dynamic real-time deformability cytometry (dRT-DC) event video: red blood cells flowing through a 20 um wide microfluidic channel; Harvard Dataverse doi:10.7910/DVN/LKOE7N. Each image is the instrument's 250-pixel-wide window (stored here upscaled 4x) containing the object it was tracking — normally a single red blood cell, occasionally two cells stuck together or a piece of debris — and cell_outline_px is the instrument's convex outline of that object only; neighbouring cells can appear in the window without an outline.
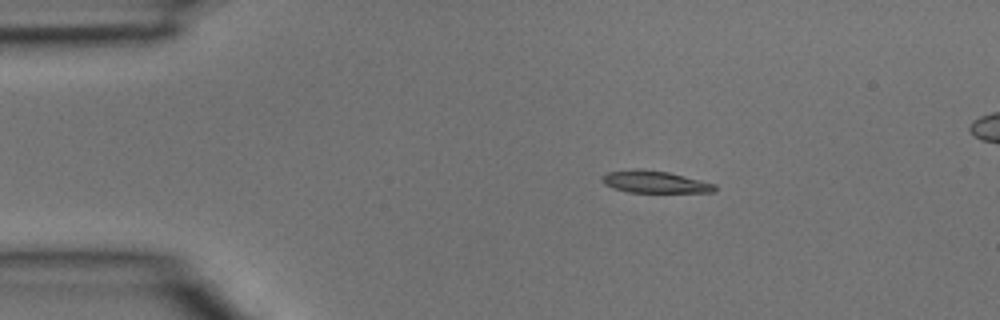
{"species": "common noctule bat (a hibernating species)", "species_latin": "Nyctalus noctula", "temperature_condition": "room temperature", "stored_images_in_passage": 3, "camera_frame_rate_fps": 3000, "um_per_image_px": 0.085, "animal": {"sex": "male", "body_mass_g": 15.6}, "frame": {"image": 1, "passage_image": 3, "time_ms": 0.667, "image_size_px": [1000, 320], "cell_outline_px": [[716, 192], [628, 192], [612, 188], [604, 184], [600, 176], [608, 172], [632, 168], [636, 168], [668, 172], [716, 184]], "centroid_in_image_um": [55.61, 15.45], "position_along_channel_um": 29.4, "area_um2": 14.57}}